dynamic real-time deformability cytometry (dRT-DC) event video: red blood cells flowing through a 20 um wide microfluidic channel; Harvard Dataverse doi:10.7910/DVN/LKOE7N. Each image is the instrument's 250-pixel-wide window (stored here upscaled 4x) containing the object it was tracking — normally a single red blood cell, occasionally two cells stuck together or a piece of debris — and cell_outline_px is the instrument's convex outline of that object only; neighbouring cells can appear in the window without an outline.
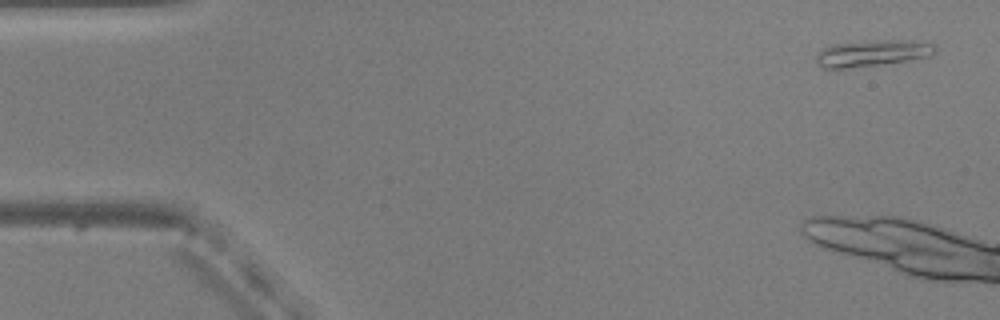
{"species": "common noctule bat (a hibernating species)", "species_latin": "Nyctalus noctula", "temperature_condition": "warm", "stored_images_in_passage": 8, "camera_frame_rate_fps": 3000, "um_per_image_px": 0.085, "animal": {"sex": "male", "body_mass_g": 20.5, "forearm_length_mm": 52.5}, "frame": {"image": 1, "passage_image": 2, "time_ms": 0.333, "image_size_px": [1000, 320], "cell_outline_px": [[936, 52], [932, 56], [908, 60], [880, 64], [848, 68], [820, 68], [816, 64], [816, 52], [832, 44], [876, 40], [912, 40], [932, 44], [936, 48]], "centroid_in_image_um": [74.11, 4.52], "position_along_channel_um": 10.9, "area_um2": 18.38}}